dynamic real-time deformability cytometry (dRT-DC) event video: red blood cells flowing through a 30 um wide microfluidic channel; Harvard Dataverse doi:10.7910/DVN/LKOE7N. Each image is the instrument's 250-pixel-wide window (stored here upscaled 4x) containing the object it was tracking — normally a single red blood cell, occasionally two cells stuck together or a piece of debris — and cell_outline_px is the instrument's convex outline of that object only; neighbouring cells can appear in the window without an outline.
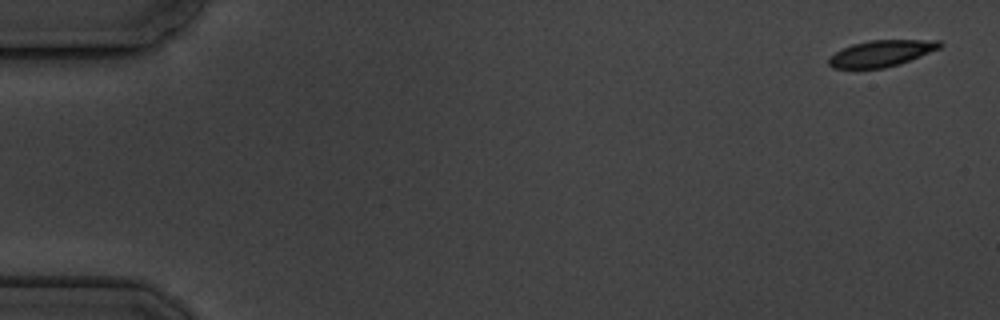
{"species": "common noctule bat (a hibernating species)", "species_latin": "Nyctalus noctula", "temperature_condition": "cold", "stored_images_in_passage": 5, "camera_frame_rate_fps": 3000, "um_per_image_px": 0.085, "animal": {"sex": "male", "body_mass_g": 19.5, "forearm_length_mm": 54.6}, "frame": {"image": 1, "passage_image": 1, "time_ms": 0.0, "image_size_px": [1000, 320], "cell_outline_px": [[944, 44], [940, 48], [900, 64], [884, 68], [832, 68], [828, 64], [828, 56], [852, 44], [868, 40], [940, 40]], "centroid_in_image_um": [74.91, 4.53], "position_along_channel_um": 10.1, "area_um2": 17.05}}